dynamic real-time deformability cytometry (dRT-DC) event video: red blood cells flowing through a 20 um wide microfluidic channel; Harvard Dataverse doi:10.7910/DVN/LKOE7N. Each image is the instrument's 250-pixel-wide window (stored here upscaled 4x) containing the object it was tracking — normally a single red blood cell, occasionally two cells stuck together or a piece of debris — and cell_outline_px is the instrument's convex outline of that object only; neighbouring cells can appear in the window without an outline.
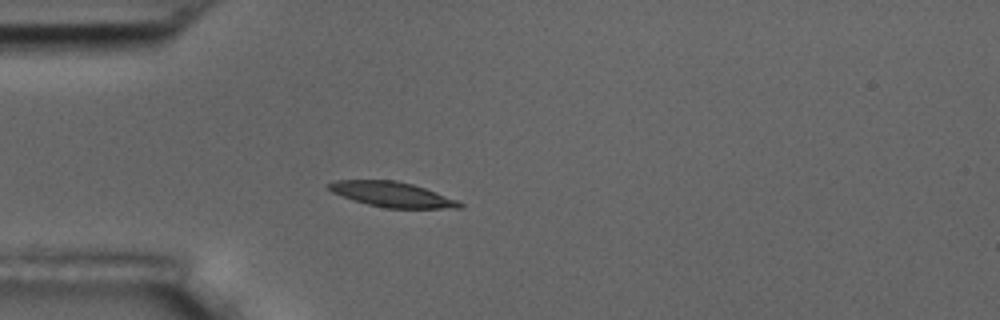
{"species": "common noctule bat (a hibernating species)", "species_latin": "Nyctalus noctula", "temperature_condition": "room temperature", "stored_images_in_passage": 5, "camera_frame_rate_fps": 3000, "um_per_image_px": 0.085, "animal": {"sex": "male", "body_mass_g": 17.5, "forearm_length_mm": 52.3}, "frame": {"image": 1, "passage_image": 5, "time_ms": 4.667, "image_size_px": [1000, 320], "cell_outline_px": [[464, 208], [384, 208], [352, 200], [332, 192], [328, 188], [328, 184], [336, 180], [396, 180], [412, 184], [436, 192], [456, 200], [464, 204]], "centroid_in_image_um": [33.33, 16.53], "position_along_channel_um": 51.7, "area_um2": 19.02}}